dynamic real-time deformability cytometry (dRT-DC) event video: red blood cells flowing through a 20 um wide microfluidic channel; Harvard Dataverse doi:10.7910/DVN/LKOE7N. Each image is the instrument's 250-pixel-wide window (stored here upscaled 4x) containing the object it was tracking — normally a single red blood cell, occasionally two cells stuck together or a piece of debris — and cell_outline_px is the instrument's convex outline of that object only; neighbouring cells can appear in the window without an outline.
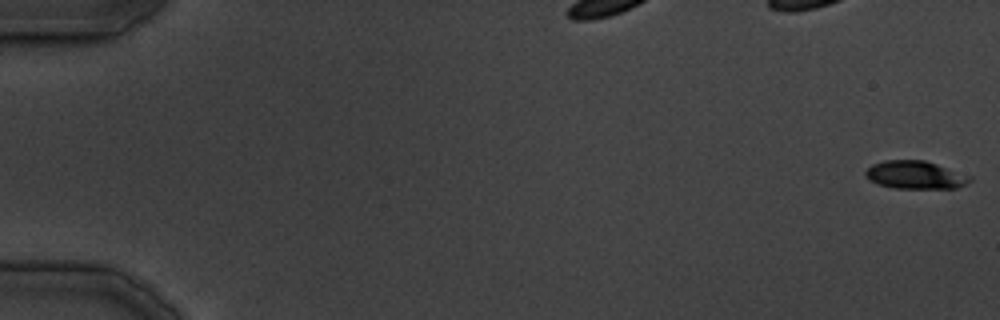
{"species": "common noctule bat (a hibernating species)", "species_latin": "Nyctalus noctula", "temperature_condition": "cold", "stored_images_in_passage": 39, "segment_of_instrument_passage": [1, 2], "camera_frame_rate_fps": 3000, "um_per_image_px": 0.085, "animal": {"sex": "male", "body_mass_g": 19.5, "forearm_length_mm": 54.6}, "frame": {"image": 1, "passage_image": 1, "time_ms": 0.0, "image_size_px": [1000, 320], "cell_outline_px": [[972, 180], [956, 188], [892, 188], [876, 184], [868, 180], [864, 172], [872, 164], [884, 160], [924, 160], [972, 176]], "centroid_in_image_um": [77.76, 14.87], "position_along_channel_um": 7.2, "area_um2": 17.05}}
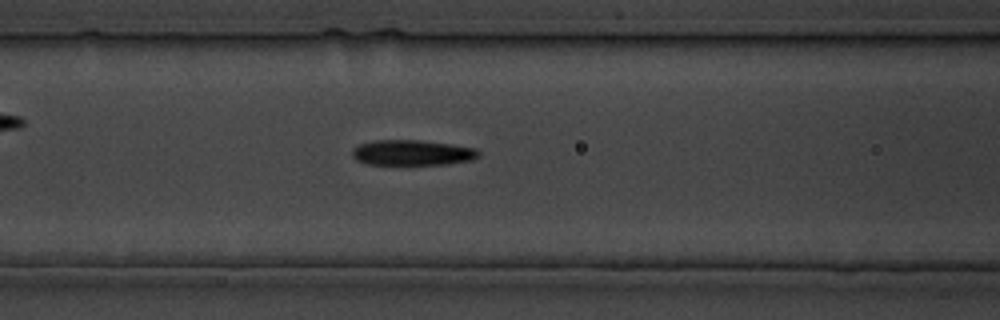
{"frame": {"image": 2, "passage_image": 17, "time_ms": 19.667, "image_size_px": [1000, 320], "cell_outline_px": [[480, 156], [472, 160], [448, 164], [368, 164], [356, 160], [352, 156], [352, 148], [360, 144], [372, 140], [420, 140], [452, 144], [476, 148], [480, 152]], "centroid_in_image_um": [35.05, 12.97], "position_along_channel_um": 131.5, "area_um2": 18.84}}
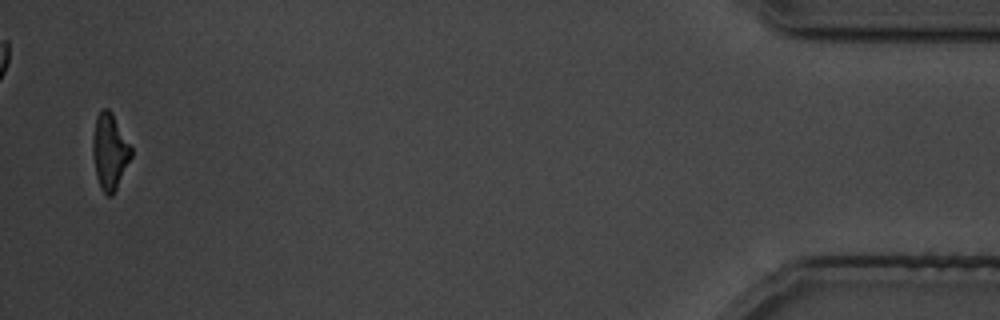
{"frame": {"image": 3, "passage_image": 37, "time_ms": 45.0, "image_size_px": [1000, 320], "cell_outline_px": [[132, 156], [112, 196], [108, 196], [100, 188], [96, 176], [92, 156], [92, 136], [96, 116], [104, 108], [108, 108], [112, 112], [132, 148]], "centroid_in_image_um": [9.31, 12.87], "position_along_channel_um": 425.9, "area_um2": 17.05}}